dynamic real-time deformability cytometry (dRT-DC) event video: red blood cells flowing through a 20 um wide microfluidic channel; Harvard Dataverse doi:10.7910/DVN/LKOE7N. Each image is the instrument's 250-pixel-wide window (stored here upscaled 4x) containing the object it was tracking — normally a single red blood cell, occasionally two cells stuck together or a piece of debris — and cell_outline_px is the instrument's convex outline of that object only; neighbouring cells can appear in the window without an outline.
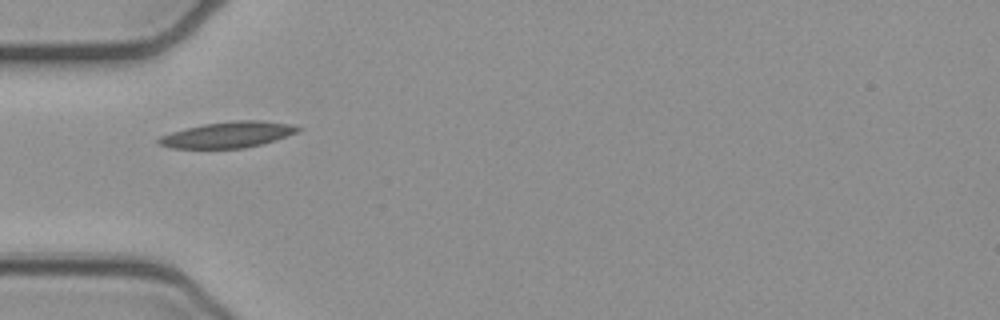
{"species": "common noctule bat (a hibernating species)", "species_latin": "Nyctalus noctula", "temperature_condition": "cold", "stored_images_in_passage": 37, "camera_frame_rate_fps": 3000, "um_per_image_px": 0.085, "animal": {"sex": "female", "body_mass_g": 21.9}, "frame": {"image": 1, "passage_image": 1, "time_ms": 0.0, "image_size_px": [1000, 320], "cell_outline_px": [[304, 128], [296, 132], [260, 144], [244, 148], [172, 148], [160, 144], [156, 140], [160, 136], [172, 132], [204, 124], [236, 120], [260, 120], [288, 124]], "centroid_in_image_um": [19.34, 11.45], "position_along_channel_um": 65.7, "area_um2": 20.58}}
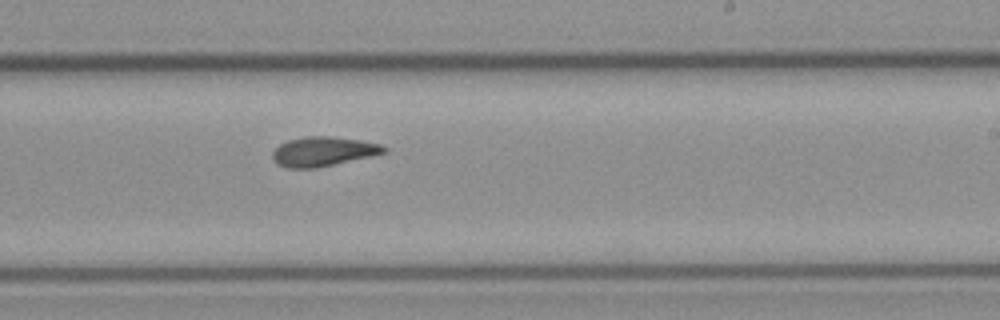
{"frame": {"image": 2, "passage_image": 16, "time_ms": 5.0, "image_size_px": [1000, 320], "cell_outline_px": [[388, 152], [372, 156], [316, 168], [288, 168], [276, 164], [272, 160], [272, 152], [280, 144], [288, 140], [308, 136], [332, 136], [360, 140], [380, 144], [388, 148]], "centroid_in_image_um": [27.47, 12.88], "position_along_channel_um": 261.5, "area_um2": 19.25}}
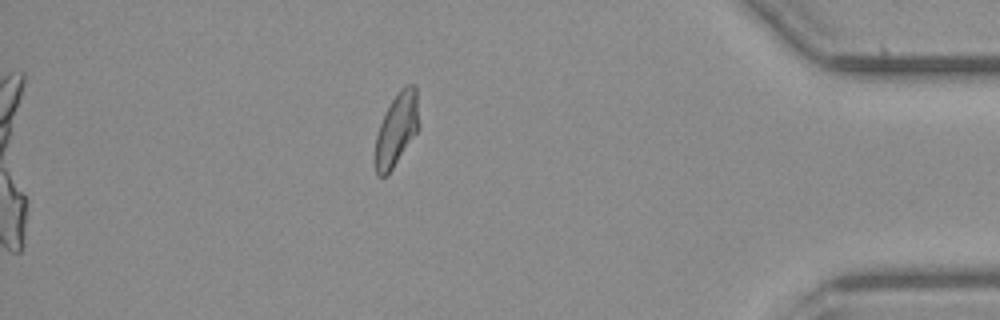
{"frame": {"image": 3, "passage_image": 30, "time_ms": 9.667, "image_size_px": [1000, 320], "cell_outline_px": [[420, 128], [388, 176], [376, 176], [376, 136], [380, 124], [392, 100], [400, 88], [408, 84], [416, 84], [420, 124]], "centroid_in_image_um": [33.76, 10.99], "position_along_channel_um": 401.4, "area_um2": 18.67}, "authors_computed_cell_mechanics": {"area_um2": 19.0162, "velocity_mm_per_s": 3.9127, "shape_relaxation_time_tau1_ms": 9.7158, "shape_relaxation_time_tau2_ms": 1.8692, "deformation_change_tau1": 0.221, "deformation_change_tau2": 0.0798}}